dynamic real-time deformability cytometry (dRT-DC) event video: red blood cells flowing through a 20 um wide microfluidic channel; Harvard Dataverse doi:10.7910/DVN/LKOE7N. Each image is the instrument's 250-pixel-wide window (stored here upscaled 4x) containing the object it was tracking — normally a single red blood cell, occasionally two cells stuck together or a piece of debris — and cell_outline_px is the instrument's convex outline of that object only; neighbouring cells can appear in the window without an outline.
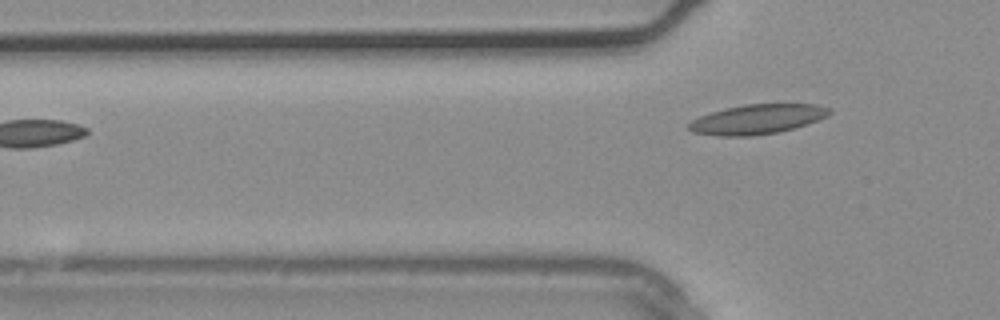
{"species": "common noctule bat (a hibernating species)", "species_latin": "Nyctalus noctula", "temperature_condition": "warm", "stored_images_in_passage": 3, "camera_frame_rate_fps": 3000, "um_per_image_px": 0.085, "animal": {"sex": "male", "body_mass_g": 20.4}, "frame": {"image": 1, "passage_image": 3, "time_ms": 0.667, "image_size_px": [1000, 320], "cell_outline_px": [[832, 112], [828, 116], [796, 128], [776, 132], [752, 136], [716, 136], [692, 132], [684, 124], [700, 116], [712, 112], [744, 104], [816, 104], [832, 108]], "centroid_in_image_um": [64.37, 10.14], "position_along_channel_um": 61.4, "area_um2": 24.45}}